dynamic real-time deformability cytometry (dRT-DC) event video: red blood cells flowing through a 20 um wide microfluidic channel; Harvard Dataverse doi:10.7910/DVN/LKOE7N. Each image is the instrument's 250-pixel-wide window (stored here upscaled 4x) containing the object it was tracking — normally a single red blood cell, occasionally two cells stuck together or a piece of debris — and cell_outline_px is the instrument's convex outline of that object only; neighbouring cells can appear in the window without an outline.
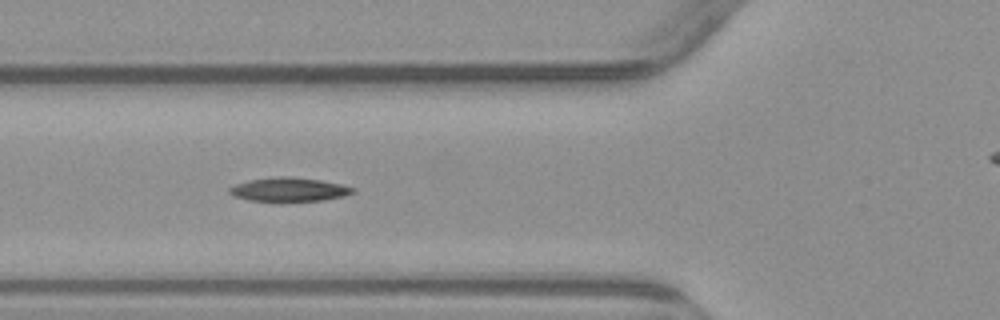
{"species": "common noctule bat (a hibernating species)", "species_latin": "Nyctalus noctula", "temperature_condition": "warm", "stored_images_in_passage": 6, "camera_frame_rate_fps": 3000, "um_per_image_px": 0.085, "animal": {"sex": "male", "body_mass_g": 23.1, "forearm_length_mm": 52.7}, "frame": {"image": 1, "passage_image": 5, "time_ms": 5.667, "image_size_px": [1000, 320], "cell_outline_px": [[356, 192], [344, 196], [320, 200], [248, 200], [236, 196], [228, 192], [228, 188], [236, 184], [248, 180], [276, 176], [288, 176], [320, 180], [340, 184], [356, 188]], "centroid_in_image_um": [24.58, 16.08], "position_along_channel_um": 101.2, "area_um2": 16.82}}
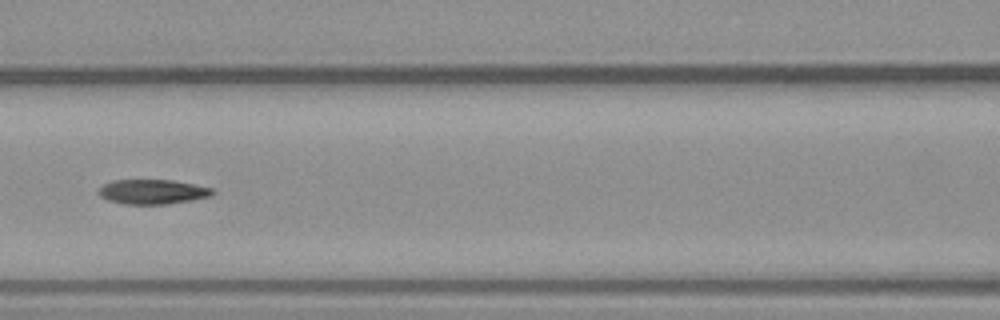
{"frame": {"image": 2, "passage_image": 6, "time_ms": 7.0, "image_size_px": [1000, 320], "cell_outline_px": [[216, 192], [208, 196], [192, 200], [168, 204], [124, 204], [108, 200], [100, 196], [96, 192], [104, 184], [112, 180], [172, 180], [212, 188]], "centroid_in_image_um": [12.93, 16.3], "position_along_channel_um": 153.7, "area_um2": 16.3}}